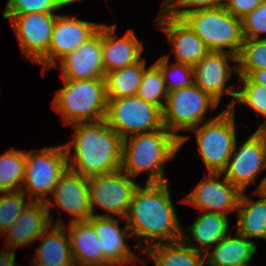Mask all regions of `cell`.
I'll use <instances>...</instances> for the list:
<instances>
[{
    "label": "cell",
    "instance_id": "obj_25",
    "mask_svg": "<svg viewBox=\"0 0 266 266\" xmlns=\"http://www.w3.org/2000/svg\"><path fill=\"white\" fill-rule=\"evenodd\" d=\"M256 244L246 237L231 234L220 240L215 248L205 253V264L207 266H235L237 264L249 263L256 253Z\"/></svg>",
    "mask_w": 266,
    "mask_h": 266
},
{
    "label": "cell",
    "instance_id": "obj_37",
    "mask_svg": "<svg viewBox=\"0 0 266 266\" xmlns=\"http://www.w3.org/2000/svg\"><path fill=\"white\" fill-rule=\"evenodd\" d=\"M244 39H260L266 33V0L242 18Z\"/></svg>",
    "mask_w": 266,
    "mask_h": 266
},
{
    "label": "cell",
    "instance_id": "obj_28",
    "mask_svg": "<svg viewBox=\"0 0 266 266\" xmlns=\"http://www.w3.org/2000/svg\"><path fill=\"white\" fill-rule=\"evenodd\" d=\"M146 60L109 72L105 75L107 98L120 99L137 95Z\"/></svg>",
    "mask_w": 266,
    "mask_h": 266
},
{
    "label": "cell",
    "instance_id": "obj_39",
    "mask_svg": "<svg viewBox=\"0 0 266 266\" xmlns=\"http://www.w3.org/2000/svg\"><path fill=\"white\" fill-rule=\"evenodd\" d=\"M16 251L3 249L0 252V266H15L16 265Z\"/></svg>",
    "mask_w": 266,
    "mask_h": 266
},
{
    "label": "cell",
    "instance_id": "obj_3",
    "mask_svg": "<svg viewBox=\"0 0 266 266\" xmlns=\"http://www.w3.org/2000/svg\"><path fill=\"white\" fill-rule=\"evenodd\" d=\"M179 149L180 139L165 127L131 135L123 139L120 169L130 178L149 171L146 184L168 182L163 165L175 157Z\"/></svg>",
    "mask_w": 266,
    "mask_h": 266
},
{
    "label": "cell",
    "instance_id": "obj_32",
    "mask_svg": "<svg viewBox=\"0 0 266 266\" xmlns=\"http://www.w3.org/2000/svg\"><path fill=\"white\" fill-rule=\"evenodd\" d=\"M169 58V54L164 55L155 62L163 74L168 93L191 86L194 83L193 66L182 63L169 65Z\"/></svg>",
    "mask_w": 266,
    "mask_h": 266
},
{
    "label": "cell",
    "instance_id": "obj_18",
    "mask_svg": "<svg viewBox=\"0 0 266 266\" xmlns=\"http://www.w3.org/2000/svg\"><path fill=\"white\" fill-rule=\"evenodd\" d=\"M119 220L112 217L93 216L89 221L94 225L96 234L100 240V248L103 259L110 266L132 265L139 262V255L130 251L125 239L133 237L127 226L121 230Z\"/></svg>",
    "mask_w": 266,
    "mask_h": 266
},
{
    "label": "cell",
    "instance_id": "obj_1",
    "mask_svg": "<svg viewBox=\"0 0 266 266\" xmlns=\"http://www.w3.org/2000/svg\"><path fill=\"white\" fill-rule=\"evenodd\" d=\"M168 184H145L143 188L139 185L133 193L125 220L132 236L143 238L135 244L140 253L152 246L181 239L183 228L174 210Z\"/></svg>",
    "mask_w": 266,
    "mask_h": 266
},
{
    "label": "cell",
    "instance_id": "obj_29",
    "mask_svg": "<svg viewBox=\"0 0 266 266\" xmlns=\"http://www.w3.org/2000/svg\"><path fill=\"white\" fill-rule=\"evenodd\" d=\"M26 152L11 148L0 155V193L22 190Z\"/></svg>",
    "mask_w": 266,
    "mask_h": 266
},
{
    "label": "cell",
    "instance_id": "obj_44",
    "mask_svg": "<svg viewBox=\"0 0 266 266\" xmlns=\"http://www.w3.org/2000/svg\"><path fill=\"white\" fill-rule=\"evenodd\" d=\"M70 4L77 2L78 0H67Z\"/></svg>",
    "mask_w": 266,
    "mask_h": 266
},
{
    "label": "cell",
    "instance_id": "obj_11",
    "mask_svg": "<svg viewBox=\"0 0 266 266\" xmlns=\"http://www.w3.org/2000/svg\"><path fill=\"white\" fill-rule=\"evenodd\" d=\"M56 17L54 13L40 12L3 15L4 19H10L22 53L33 63H37L48 52Z\"/></svg>",
    "mask_w": 266,
    "mask_h": 266
},
{
    "label": "cell",
    "instance_id": "obj_41",
    "mask_svg": "<svg viewBox=\"0 0 266 266\" xmlns=\"http://www.w3.org/2000/svg\"><path fill=\"white\" fill-rule=\"evenodd\" d=\"M254 192L255 194L260 195L261 197L266 198V176L264 177L259 187Z\"/></svg>",
    "mask_w": 266,
    "mask_h": 266
},
{
    "label": "cell",
    "instance_id": "obj_14",
    "mask_svg": "<svg viewBox=\"0 0 266 266\" xmlns=\"http://www.w3.org/2000/svg\"><path fill=\"white\" fill-rule=\"evenodd\" d=\"M100 27V24L88 22L76 17L57 15L51 36L48 52L36 63L46 69L58 64L66 55L78 48L90 38Z\"/></svg>",
    "mask_w": 266,
    "mask_h": 266
},
{
    "label": "cell",
    "instance_id": "obj_33",
    "mask_svg": "<svg viewBox=\"0 0 266 266\" xmlns=\"http://www.w3.org/2000/svg\"><path fill=\"white\" fill-rule=\"evenodd\" d=\"M242 80V88L237 91L234 109L237 103L246 104L257 115L266 119V86L252 82L247 76H239ZM266 120L263 124L265 125Z\"/></svg>",
    "mask_w": 266,
    "mask_h": 266
},
{
    "label": "cell",
    "instance_id": "obj_8",
    "mask_svg": "<svg viewBox=\"0 0 266 266\" xmlns=\"http://www.w3.org/2000/svg\"><path fill=\"white\" fill-rule=\"evenodd\" d=\"M218 104L194 83L169 92L163 109L164 127L180 139L181 147L189 136L178 135V131L191 130L202 124L208 109H217Z\"/></svg>",
    "mask_w": 266,
    "mask_h": 266
},
{
    "label": "cell",
    "instance_id": "obj_7",
    "mask_svg": "<svg viewBox=\"0 0 266 266\" xmlns=\"http://www.w3.org/2000/svg\"><path fill=\"white\" fill-rule=\"evenodd\" d=\"M32 151L26 152L24 185L21 191L24 193L26 188L29 201L46 203L47 195L52 194L61 176L68 169L66 150L64 145H61Z\"/></svg>",
    "mask_w": 266,
    "mask_h": 266
},
{
    "label": "cell",
    "instance_id": "obj_9",
    "mask_svg": "<svg viewBox=\"0 0 266 266\" xmlns=\"http://www.w3.org/2000/svg\"><path fill=\"white\" fill-rule=\"evenodd\" d=\"M106 121L123 139L164 128L163 110L138 95L108 99Z\"/></svg>",
    "mask_w": 266,
    "mask_h": 266
},
{
    "label": "cell",
    "instance_id": "obj_4",
    "mask_svg": "<svg viewBox=\"0 0 266 266\" xmlns=\"http://www.w3.org/2000/svg\"><path fill=\"white\" fill-rule=\"evenodd\" d=\"M64 80L52 101L68 126L106 118L108 98L105 79Z\"/></svg>",
    "mask_w": 266,
    "mask_h": 266
},
{
    "label": "cell",
    "instance_id": "obj_42",
    "mask_svg": "<svg viewBox=\"0 0 266 266\" xmlns=\"http://www.w3.org/2000/svg\"><path fill=\"white\" fill-rule=\"evenodd\" d=\"M256 131L262 137L264 145H265V150H266V124L260 125Z\"/></svg>",
    "mask_w": 266,
    "mask_h": 266
},
{
    "label": "cell",
    "instance_id": "obj_5",
    "mask_svg": "<svg viewBox=\"0 0 266 266\" xmlns=\"http://www.w3.org/2000/svg\"><path fill=\"white\" fill-rule=\"evenodd\" d=\"M181 19L204 42L209 51L238 56L244 42L242 19L236 18L224 6L197 10Z\"/></svg>",
    "mask_w": 266,
    "mask_h": 266
},
{
    "label": "cell",
    "instance_id": "obj_15",
    "mask_svg": "<svg viewBox=\"0 0 266 266\" xmlns=\"http://www.w3.org/2000/svg\"><path fill=\"white\" fill-rule=\"evenodd\" d=\"M237 147L236 141L228 164L221 173L241 192H245L248 185L257 178V174L266 169V150L257 131Z\"/></svg>",
    "mask_w": 266,
    "mask_h": 266
},
{
    "label": "cell",
    "instance_id": "obj_35",
    "mask_svg": "<svg viewBox=\"0 0 266 266\" xmlns=\"http://www.w3.org/2000/svg\"><path fill=\"white\" fill-rule=\"evenodd\" d=\"M69 4L67 0H9L3 15L54 13Z\"/></svg>",
    "mask_w": 266,
    "mask_h": 266
},
{
    "label": "cell",
    "instance_id": "obj_24",
    "mask_svg": "<svg viewBox=\"0 0 266 266\" xmlns=\"http://www.w3.org/2000/svg\"><path fill=\"white\" fill-rule=\"evenodd\" d=\"M227 217L220 213L204 211L187 230L193 238L189 240L190 237L187 236V232L182 229L181 240L195 251L205 254L210 247L216 245L228 235L229 224ZM194 240L196 246L190 243Z\"/></svg>",
    "mask_w": 266,
    "mask_h": 266
},
{
    "label": "cell",
    "instance_id": "obj_19",
    "mask_svg": "<svg viewBox=\"0 0 266 266\" xmlns=\"http://www.w3.org/2000/svg\"><path fill=\"white\" fill-rule=\"evenodd\" d=\"M157 25L167 36L176 55V63L195 66L210 51L196 33L182 20L160 9Z\"/></svg>",
    "mask_w": 266,
    "mask_h": 266
},
{
    "label": "cell",
    "instance_id": "obj_21",
    "mask_svg": "<svg viewBox=\"0 0 266 266\" xmlns=\"http://www.w3.org/2000/svg\"><path fill=\"white\" fill-rule=\"evenodd\" d=\"M51 224L46 203L31 201L4 233L7 243L4 249L16 251L36 241Z\"/></svg>",
    "mask_w": 266,
    "mask_h": 266
},
{
    "label": "cell",
    "instance_id": "obj_12",
    "mask_svg": "<svg viewBox=\"0 0 266 266\" xmlns=\"http://www.w3.org/2000/svg\"><path fill=\"white\" fill-rule=\"evenodd\" d=\"M208 174L205 173L204 178L180 202L192 205L201 212L220 213L226 216L229 212L237 210L242 192L225 177L218 181L223 173Z\"/></svg>",
    "mask_w": 266,
    "mask_h": 266
},
{
    "label": "cell",
    "instance_id": "obj_16",
    "mask_svg": "<svg viewBox=\"0 0 266 266\" xmlns=\"http://www.w3.org/2000/svg\"><path fill=\"white\" fill-rule=\"evenodd\" d=\"M52 196L54 200L48 197L46 201L49 217L50 205L69 212L72 216L71 223L89 221L93 217L90 206L88 177L67 169L55 186Z\"/></svg>",
    "mask_w": 266,
    "mask_h": 266
},
{
    "label": "cell",
    "instance_id": "obj_6",
    "mask_svg": "<svg viewBox=\"0 0 266 266\" xmlns=\"http://www.w3.org/2000/svg\"><path fill=\"white\" fill-rule=\"evenodd\" d=\"M234 109H224L202 125L194 127L201 156L208 173H221L227 166L236 143Z\"/></svg>",
    "mask_w": 266,
    "mask_h": 266
},
{
    "label": "cell",
    "instance_id": "obj_2",
    "mask_svg": "<svg viewBox=\"0 0 266 266\" xmlns=\"http://www.w3.org/2000/svg\"><path fill=\"white\" fill-rule=\"evenodd\" d=\"M72 126L75 129L73 140L64 144L68 169L85 177L120 170L123 138L108 125L106 119ZM72 147L74 155L71 156Z\"/></svg>",
    "mask_w": 266,
    "mask_h": 266
},
{
    "label": "cell",
    "instance_id": "obj_22",
    "mask_svg": "<svg viewBox=\"0 0 266 266\" xmlns=\"http://www.w3.org/2000/svg\"><path fill=\"white\" fill-rule=\"evenodd\" d=\"M61 218L39 237L32 266H75L69 236Z\"/></svg>",
    "mask_w": 266,
    "mask_h": 266
},
{
    "label": "cell",
    "instance_id": "obj_17",
    "mask_svg": "<svg viewBox=\"0 0 266 266\" xmlns=\"http://www.w3.org/2000/svg\"><path fill=\"white\" fill-rule=\"evenodd\" d=\"M54 67L62 69L65 80L105 79L102 58V25L84 43L66 55Z\"/></svg>",
    "mask_w": 266,
    "mask_h": 266
},
{
    "label": "cell",
    "instance_id": "obj_27",
    "mask_svg": "<svg viewBox=\"0 0 266 266\" xmlns=\"http://www.w3.org/2000/svg\"><path fill=\"white\" fill-rule=\"evenodd\" d=\"M142 253L148 255L155 266H206L205 254L195 251L181 239L152 246Z\"/></svg>",
    "mask_w": 266,
    "mask_h": 266
},
{
    "label": "cell",
    "instance_id": "obj_10",
    "mask_svg": "<svg viewBox=\"0 0 266 266\" xmlns=\"http://www.w3.org/2000/svg\"><path fill=\"white\" fill-rule=\"evenodd\" d=\"M139 186L121 169L109 174L88 177L90 206L93 216L112 217L118 215L125 219L132 196ZM95 205L106 210L105 214H96Z\"/></svg>",
    "mask_w": 266,
    "mask_h": 266
},
{
    "label": "cell",
    "instance_id": "obj_26",
    "mask_svg": "<svg viewBox=\"0 0 266 266\" xmlns=\"http://www.w3.org/2000/svg\"><path fill=\"white\" fill-rule=\"evenodd\" d=\"M237 210L236 232L248 240L251 237L266 239V198L254 201L242 192Z\"/></svg>",
    "mask_w": 266,
    "mask_h": 266
},
{
    "label": "cell",
    "instance_id": "obj_34",
    "mask_svg": "<svg viewBox=\"0 0 266 266\" xmlns=\"http://www.w3.org/2000/svg\"><path fill=\"white\" fill-rule=\"evenodd\" d=\"M25 192H5L0 195V234L3 236L15 222L24 208L31 202L25 203Z\"/></svg>",
    "mask_w": 266,
    "mask_h": 266
},
{
    "label": "cell",
    "instance_id": "obj_13",
    "mask_svg": "<svg viewBox=\"0 0 266 266\" xmlns=\"http://www.w3.org/2000/svg\"><path fill=\"white\" fill-rule=\"evenodd\" d=\"M228 60L237 62V57L227 52L210 51L193 66V80L197 87L209 94L218 103L223 95L233 97L232 102L227 107V109H231L237 91L233 85L226 89L225 87L232 74H237V67H230Z\"/></svg>",
    "mask_w": 266,
    "mask_h": 266
},
{
    "label": "cell",
    "instance_id": "obj_23",
    "mask_svg": "<svg viewBox=\"0 0 266 266\" xmlns=\"http://www.w3.org/2000/svg\"><path fill=\"white\" fill-rule=\"evenodd\" d=\"M68 232L75 266H110L103 259L100 240L90 221L70 222Z\"/></svg>",
    "mask_w": 266,
    "mask_h": 266
},
{
    "label": "cell",
    "instance_id": "obj_40",
    "mask_svg": "<svg viewBox=\"0 0 266 266\" xmlns=\"http://www.w3.org/2000/svg\"><path fill=\"white\" fill-rule=\"evenodd\" d=\"M248 78L254 83L266 86V69L253 71Z\"/></svg>",
    "mask_w": 266,
    "mask_h": 266
},
{
    "label": "cell",
    "instance_id": "obj_30",
    "mask_svg": "<svg viewBox=\"0 0 266 266\" xmlns=\"http://www.w3.org/2000/svg\"><path fill=\"white\" fill-rule=\"evenodd\" d=\"M237 76H249L253 71L266 69V37L244 39L237 56Z\"/></svg>",
    "mask_w": 266,
    "mask_h": 266
},
{
    "label": "cell",
    "instance_id": "obj_31",
    "mask_svg": "<svg viewBox=\"0 0 266 266\" xmlns=\"http://www.w3.org/2000/svg\"><path fill=\"white\" fill-rule=\"evenodd\" d=\"M137 95L142 100L164 109L168 91L163 74L155 63L144 70Z\"/></svg>",
    "mask_w": 266,
    "mask_h": 266
},
{
    "label": "cell",
    "instance_id": "obj_43",
    "mask_svg": "<svg viewBox=\"0 0 266 266\" xmlns=\"http://www.w3.org/2000/svg\"><path fill=\"white\" fill-rule=\"evenodd\" d=\"M235 266H250V264H248V263H244V264H237V265H235Z\"/></svg>",
    "mask_w": 266,
    "mask_h": 266
},
{
    "label": "cell",
    "instance_id": "obj_36",
    "mask_svg": "<svg viewBox=\"0 0 266 266\" xmlns=\"http://www.w3.org/2000/svg\"><path fill=\"white\" fill-rule=\"evenodd\" d=\"M224 4V0H167L162 5L161 9L169 16L181 19L184 15L188 13L197 10L219 8L224 6ZM183 7L190 8L185 9Z\"/></svg>",
    "mask_w": 266,
    "mask_h": 266
},
{
    "label": "cell",
    "instance_id": "obj_38",
    "mask_svg": "<svg viewBox=\"0 0 266 266\" xmlns=\"http://www.w3.org/2000/svg\"><path fill=\"white\" fill-rule=\"evenodd\" d=\"M262 2L263 0H225L224 8L236 18L242 19Z\"/></svg>",
    "mask_w": 266,
    "mask_h": 266
},
{
    "label": "cell",
    "instance_id": "obj_20",
    "mask_svg": "<svg viewBox=\"0 0 266 266\" xmlns=\"http://www.w3.org/2000/svg\"><path fill=\"white\" fill-rule=\"evenodd\" d=\"M116 24H102V58L105 74L140 62L144 46L134 30L129 29L124 36H115Z\"/></svg>",
    "mask_w": 266,
    "mask_h": 266
}]
</instances>
